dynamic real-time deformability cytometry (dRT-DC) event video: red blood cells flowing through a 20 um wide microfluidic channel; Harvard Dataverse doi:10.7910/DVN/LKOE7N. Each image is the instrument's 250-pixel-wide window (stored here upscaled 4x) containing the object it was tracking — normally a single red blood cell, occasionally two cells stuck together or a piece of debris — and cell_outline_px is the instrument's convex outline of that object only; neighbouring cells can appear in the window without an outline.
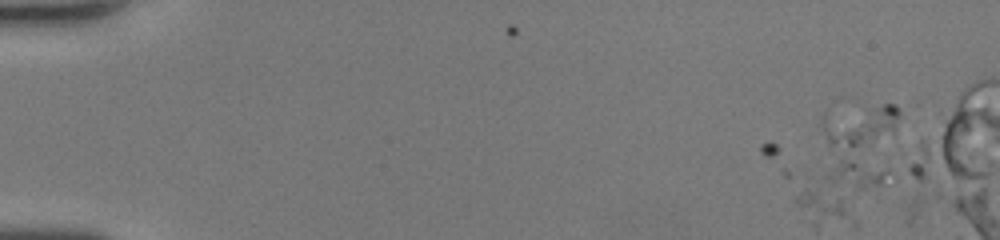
{"species": "human", "species_latin": "Homo sapiens", "temperature_condition": "room temperature", "stored_images_in_passage": 4, "segment_of_instrument_passage": [2, 2], "camera_frame_rate_fps": 3000, "um_per_image_px": 0.085, "donor": {"sex": "female"}, "frame": {"image": 1, "passage_image": 4, "time_ms": 1.0, "image_size_px": [1000, 240], "cell_outline_px": [[924, 180], [864, 188], [856, 188], [832, 184], [824, 176], [840, 160], [920, 160], [924, 172]], "centroid_in_image_um": [74.36, 14.69], "position_along_channel_um": 10.6, "area_um2": 16.59}}